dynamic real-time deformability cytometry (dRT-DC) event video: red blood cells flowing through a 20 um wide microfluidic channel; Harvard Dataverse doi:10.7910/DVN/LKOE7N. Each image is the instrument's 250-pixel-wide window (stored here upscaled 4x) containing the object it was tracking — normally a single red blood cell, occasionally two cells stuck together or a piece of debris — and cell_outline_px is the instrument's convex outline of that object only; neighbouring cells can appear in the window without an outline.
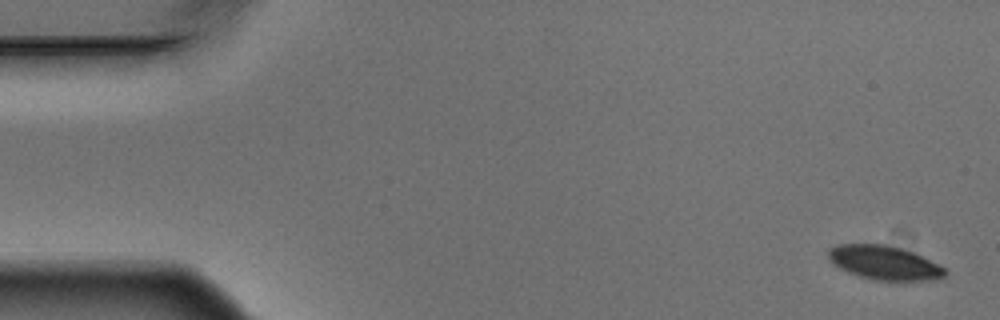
{"species": "Egyptian fruit bat (a non-hibernating species)", "species_latin": "Rousettus aegyptiacus", "temperature_condition": "warm", "stored_images_in_passage": 5, "camera_frame_rate_fps": 3000, "um_per_image_px": 0.085, "animal": {"sex": "male"}, "frame": {"image": 1, "passage_image": 1, "time_ms": 0.0, "image_size_px": [1000, 320], "cell_outline_px": [[948, 272], [944, 276], [928, 280], [872, 280], [848, 272], [832, 264], [828, 260], [828, 248], [836, 244], [884, 244], [900, 248], [912, 252], [944, 268]], "centroid_in_image_um": [75.08, 22.32], "position_along_channel_um": 9.9, "area_um2": 22.89}}
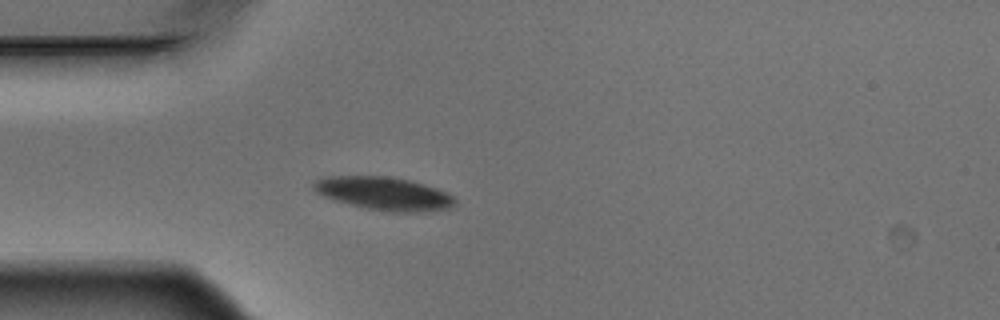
{"frame": {"image": 2, "passage_image": 5, "time_ms": 1.333, "image_size_px": [1000, 320], "cell_outline_px": [[456, 204], [452, 208], [432, 212], [392, 212], [368, 208], [336, 200], [324, 196], [316, 192], [312, 188], [312, 184], [316, 180], [324, 176], [388, 176], [412, 180], [436, 188], [452, 196], [456, 200]], "centroid_in_image_um": [32.68, 16.45], "position_along_channel_um": 52.3, "area_um2": 27.4}}